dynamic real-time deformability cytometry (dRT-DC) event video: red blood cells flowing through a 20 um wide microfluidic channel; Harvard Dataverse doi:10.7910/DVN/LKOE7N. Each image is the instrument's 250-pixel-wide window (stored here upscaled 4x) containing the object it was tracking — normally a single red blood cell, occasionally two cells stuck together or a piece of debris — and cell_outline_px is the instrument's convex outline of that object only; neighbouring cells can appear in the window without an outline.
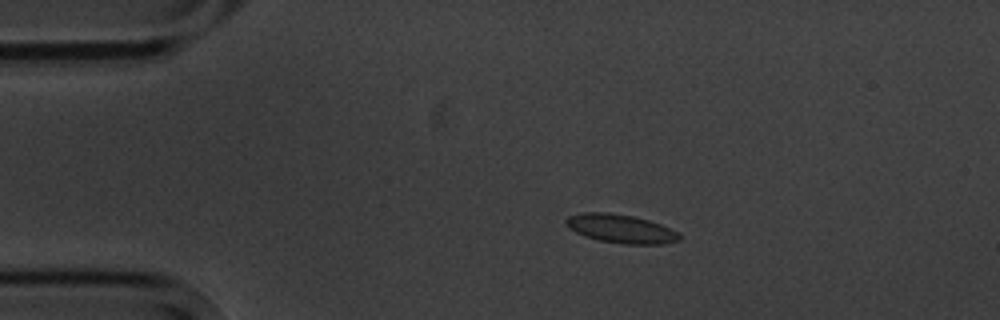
{"species": "common noctule bat (a hibernating species)", "species_latin": "Nyctalus noctula", "temperature_condition": "cold", "stored_images_in_passage": 15, "camera_frame_rate_fps": 3000, "um_per_image_px": 0.085, "animal": {"sex": "male", "body_mass_g": 20.1, "forearm_length_mm": 53.5}, "frame": {"image": 1, "passage_image": 3, "time_ms": 3.333, "image_size_px": [1000, 320], "cell_outline_px": [[680, 240], [664, 244], [624, 244], [596, 240], [584, 236], [568, 228], [564, 224], [564, 220], [568, 216], [584, 212], [608, 212], [632, 216], [648, 220], [660, 224], [676, 232], [680, 236]], "centroid_in_image_um": [52.7, 19.44], "position_along_channel_um": 32.3, "area_um2": 18.96}}
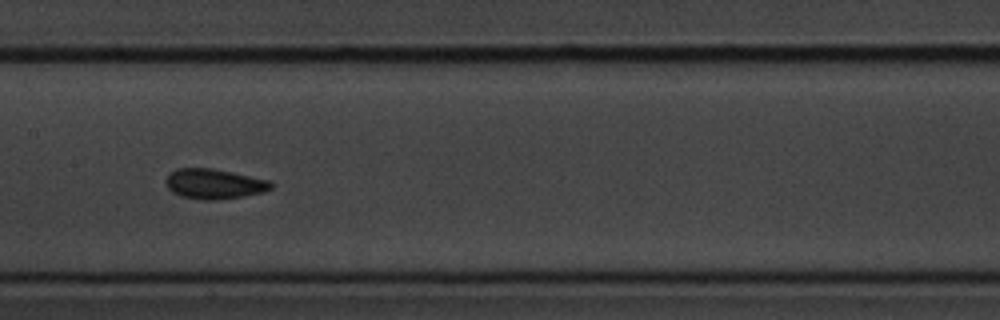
{"frame": {"image": 2, "passage_image": 8, "time_ms": 9.0, "image_size_px": [1000, 320], "cell_outline_px": [[272, 188], [260, 192], [244, 196], [216, 200], [200, 200], [180, 196], [172, 192], [168, 188], [164, 180], [176, 168], [212, 168], [232, 172], [268, 180], [272, 184]], "centroid_in_image_um": [18.15, 15.63], "position_along_channel_um": 189.2, "area_um2": 18.32}}
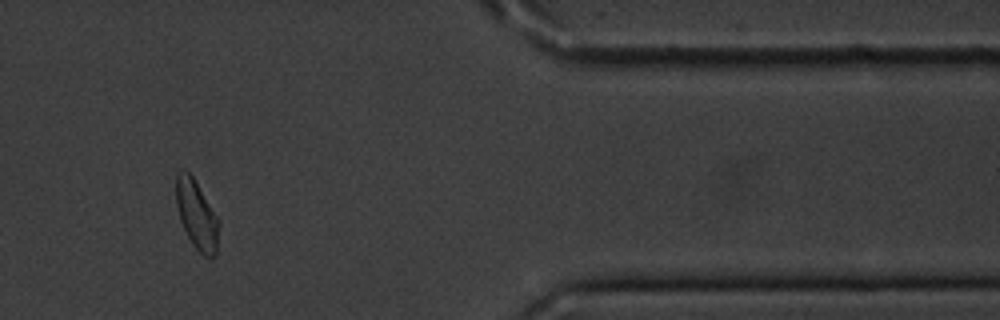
{"frame": {"image": 3, "passage_image": 13, "time_ms": 15.667, "image_size_px": [1000, 320], "cell_outline_px": [[220, 224], [216, 252], [212, 260], [204, 256], [192, 244], [180, 220], [176, 204], [176, 176], [180, 168], [184, 168], [192, 176], [220, 220]], "centroid_in_image_um": [16.73, 18.26], "position_along_channel_um": 394.7, "area_um2": 17.28}, "authors_computed_cell_mechanics": {"area_um2": 17.8024, "velocity_mm_per_s": 3.5207, "shape_relaxation_time_tau1_ms": 2.1353, "shape_relaxation_time_tau2_ms": 4.5609, "deformation_change_tau1": 0.052, "deformation_change_tau2": 0.044}}